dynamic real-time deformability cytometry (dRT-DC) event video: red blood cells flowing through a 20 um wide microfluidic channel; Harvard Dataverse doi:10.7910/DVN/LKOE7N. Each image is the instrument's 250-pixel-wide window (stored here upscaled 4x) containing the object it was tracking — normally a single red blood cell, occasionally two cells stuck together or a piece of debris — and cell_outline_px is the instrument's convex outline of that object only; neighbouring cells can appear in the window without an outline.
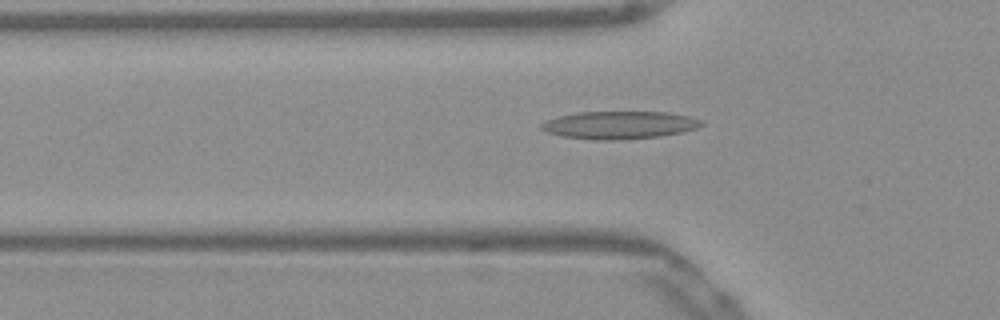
{"species": "Egyptian fruit bat (a non-hibernating species)", "species_latin": "Rousettus aegyptiacus", "temperature_condition": "warm", "stored_images_in_passage": 32, "camera_frame_rate_fps": 3000, "um_per_image_px": 0.085, "frame": {"image": 1, "passage_image": 3, "time_ms": 0.667, "image_size_px": [1000, 320], "cell_outline_px": [[704, 124], [696, 128], [680, 132], [660, 136], [624, 140], [596, 140], [560, 136], [548, 132], [540, 128], [540, 124], [548, 120], [560, 116], [580, 112], [668, 112], [688, 116], [700, 120]], "centroid_in_image_um": [52.64, 10.63], "position_along_channel_um": 73.2, "area_um2": 25.72}}
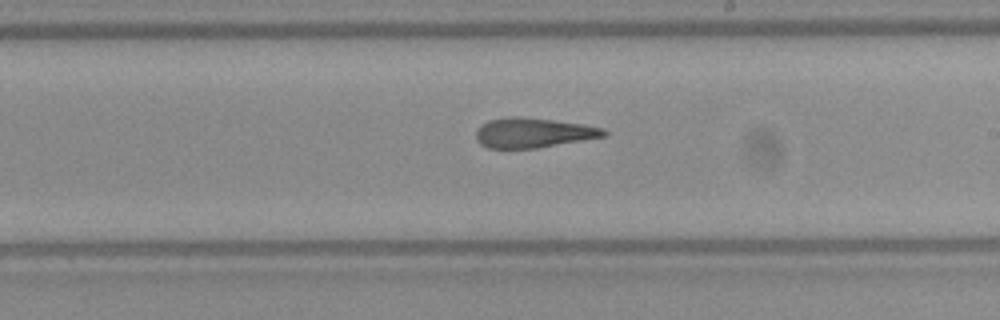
{"frame": {"image": 2, "passage_image": 16, "time_ms": 5.0, "image_size_px": [1000, 320], "cell_outline_px": [[608, 136], [536, 148], [488, 148], [480, 144], [476, 140], [476, 128], [488, 120], [508, 116], [516, 116], [552, 120], [584, 124], [604, 128], [608, 132]], "centroid_in_image_um": [45.32, 11.28], "position_along_channel_um": 243.7, "area_um2": 22.37}}
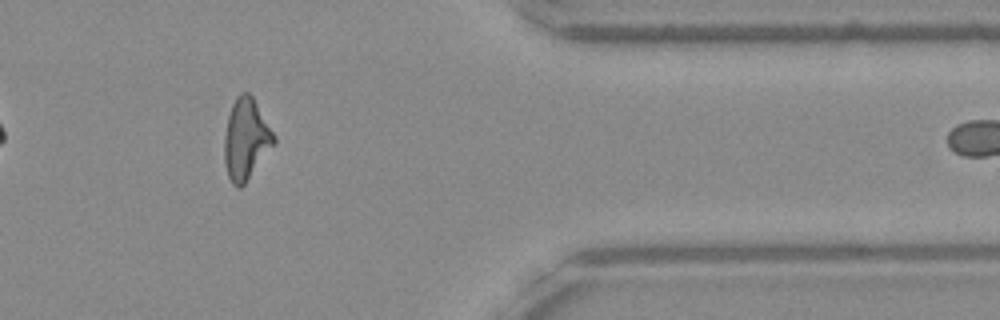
{"frame": {"image": 3, "passage_image": 29, "time_ms": 9.333, "image_size_px": [1000, 320], "cell_outline_px": [[276, 144], [244, 184], [240, 188], [236, 188], [232, 184], [228, 176], [224, 160], [224, 136], [228, 116], [232, 104], [236, 96], [240, 92], [248, 92], [252, 96], [276, 136]], "centroid_in_image_um": [20.91, 11.84], "position_along_channel_um": 390.5, "area_um2": 23.58}, "authors_computed_cell_mechanics": {"area_um2": 22.7443, "velocity_mm_per_s": 3.9008, "shape_relaxation_time_tau1_ms": null, "shape_relaxation_time_tau2_ms": 1.9178, "deformation_change_tau1": null, "deformation_change_tau2": 0.1279}}